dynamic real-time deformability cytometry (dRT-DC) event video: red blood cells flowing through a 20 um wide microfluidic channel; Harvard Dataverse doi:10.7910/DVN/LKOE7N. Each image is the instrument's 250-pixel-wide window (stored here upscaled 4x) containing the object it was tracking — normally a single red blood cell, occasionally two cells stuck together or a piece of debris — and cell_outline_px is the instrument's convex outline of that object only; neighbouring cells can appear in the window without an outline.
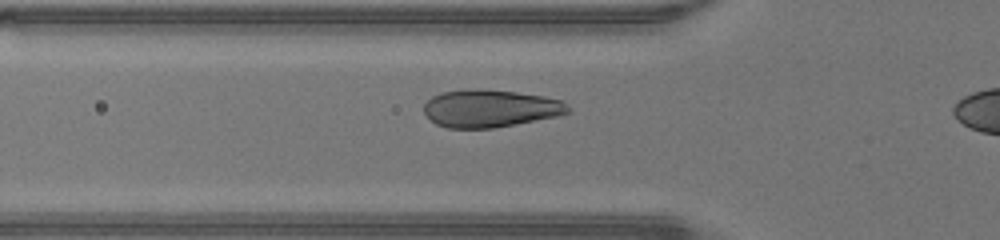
{"species": "human", "species_latin": "Homo sapiens", "temperature_condition": "warm", "stored_images_in_passage": 12, "camera_frame_rate_fps": 3000, "um_per_image_px": 0.085, "donor": {"sex": "male"}, "frame": {"image": 1, "passage_image": 10, "time_ms": 3.0, "image_size_px": [1000, 240], "cell_outline_px": [[572, 112], [556, 116], [516, 124], [492, 128], [448, 128], [436, 124], [424, 112], [424, 104], [432, 96], [444, 92], [468, 88], [476, 88], [516, 92], [544, 96], [560, 100], [572, 108]], "centroid_in_image_um": [41.68, 9.21], "position_along_channel_um": 84.1, "area_um2": 31.56}}